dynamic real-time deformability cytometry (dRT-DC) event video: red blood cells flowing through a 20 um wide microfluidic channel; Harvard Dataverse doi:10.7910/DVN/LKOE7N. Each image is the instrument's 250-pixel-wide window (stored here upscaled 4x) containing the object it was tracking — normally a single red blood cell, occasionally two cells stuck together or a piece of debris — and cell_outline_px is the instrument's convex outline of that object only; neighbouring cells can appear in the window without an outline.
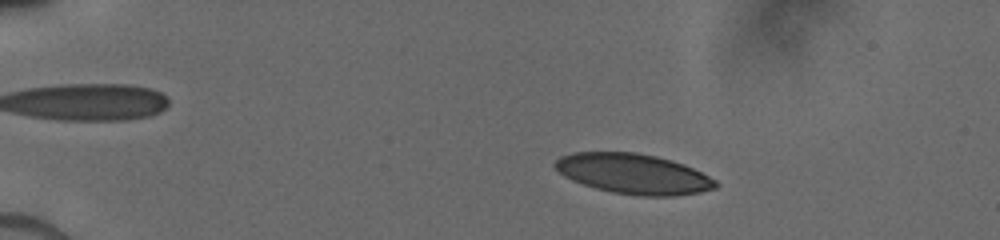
{"species": "human", "species_latin": "Homo sapiens", "temperature_condition": "cold", "stored_images_in_passage": 58, "camera_frame_rate_fps": 3000, "um_per_image_px": 0.085, "donor": {"sex": "male"}, "frame": {"image": 1, "passage_image": 8, "time_ms": 2.667, "image_size_px": [1000, 240], "cell_outline_px": [[720, 184], [716, 188], [700, 192], [672, 196], [640, 196], [612, 192], [596, 188], [572, 180], [564, 176], [552, 164], [560, 156], [572, 152], [636, 152], [656, 156], [672, 160], [684, 164], [716, 180]], "centroid_in_image_um": [53.84, 14.77], "position_along_channel_um": 31.2, "area_um2": 37.57}}
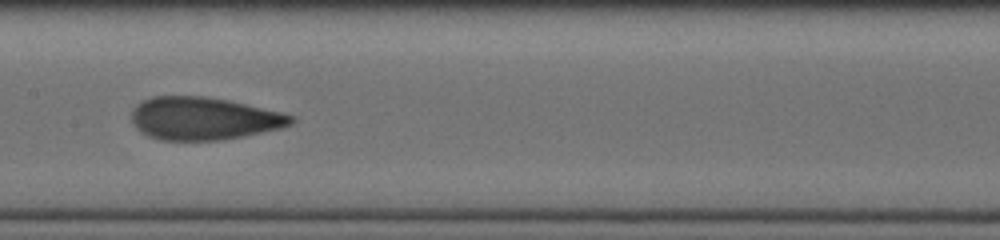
{"frame": {"image": 2, "passage_image": 29, "time_ms": 8.667, "image_size_px": [1000, 240], "cell_outline_px": [[296, 120], [292, 124], [280, 128], [220, 140], [160, 140], [148, 136], [140, 132], [136, 128], [132, 120], [132, 108], [136, 104], [152, 96], [204, 96], [228, 100], [280, 112], [296, 116]], "centroid_in_image_um": [17.28, 10.07], "position_along_channel_um": 190.1, "area_um2": 39.59}}
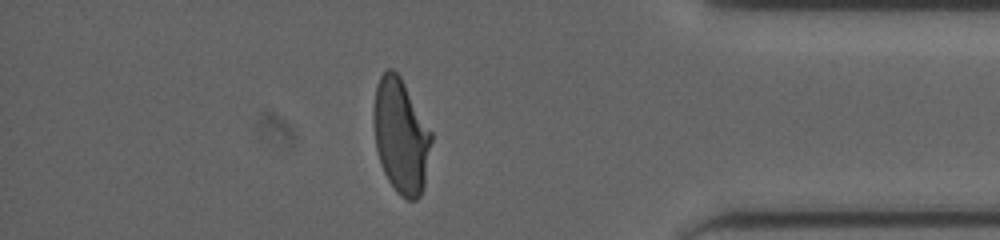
{"frame": {"image": 3, "passage_image": 50, "time_ms": 14.333, "image_size_px": [1000, 240], "cell_outline_px": [[432, 140], [424, 184], [420, 196], [416, 200], [408, 200], [400, 196], [396, 192], [388, 180], [384, 172], [376, 148], [372, 120], [372, 112], [376, 88], [380, 76], [388, 68], [392, 68], [400, 76], [432, 132]], "centroid_in_image_um": [34.06, 11.56], "position_along_channel_um": 401.1, "area_um2": 38.55}}